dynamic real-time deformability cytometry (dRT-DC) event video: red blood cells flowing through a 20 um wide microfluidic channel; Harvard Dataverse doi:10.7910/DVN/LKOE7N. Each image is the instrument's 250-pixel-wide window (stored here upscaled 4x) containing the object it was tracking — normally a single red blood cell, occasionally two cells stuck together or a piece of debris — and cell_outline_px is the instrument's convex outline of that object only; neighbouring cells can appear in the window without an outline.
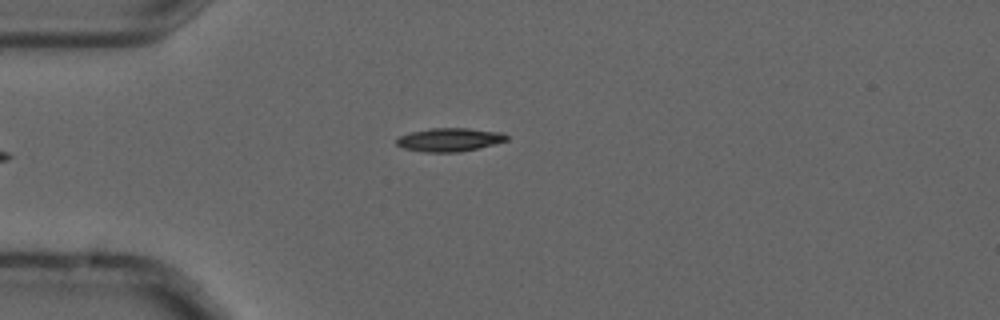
{"species": "common noctule bat (a hibernating species)", "species_latin": "Nyctalus noctula", "temperature_condition": "cold", "stored_images_in_passage": 5, "camera_frame_rate_fps": 3000, "um_per_image_px": 0.085, "animal": {"sex": "male", "forearm_length_mm": 52.5}, "frame": {"image": 1, "passage_image": 5, "time_ms": 1.333, "image_size_px": [1000, 320], "cell_outline_px": [[508, 140], [496, 144], [460, 152], [424, 152], [404, 148], [396, 144], [396, 140], [400, 136], [412, 132], [432, 128], [468, 128], [500, 132], [508, 136]], "centroid_in_image_um": [38.23, 11.88], "position_along_channel_um": 46.8, "area_um2": 14.97}}